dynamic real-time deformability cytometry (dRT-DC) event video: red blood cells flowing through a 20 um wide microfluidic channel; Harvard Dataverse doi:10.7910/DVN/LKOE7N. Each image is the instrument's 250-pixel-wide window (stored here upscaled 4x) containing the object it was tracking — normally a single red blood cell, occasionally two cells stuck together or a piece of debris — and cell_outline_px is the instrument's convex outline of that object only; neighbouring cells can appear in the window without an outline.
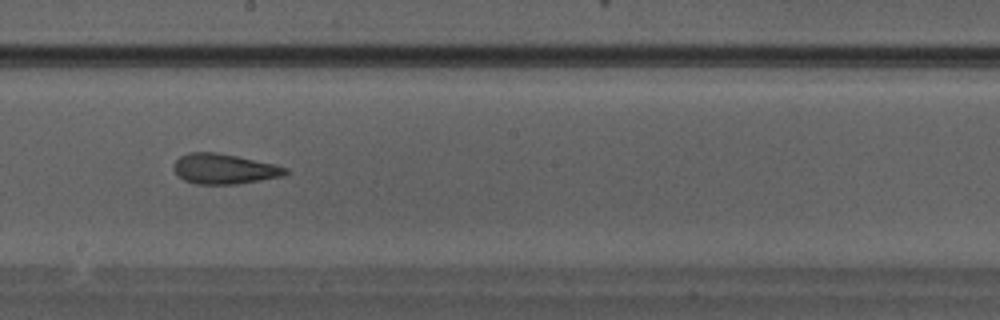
{"species": "Egyptian fruit bat (a non-hibernating species)", "species_latin": "Rousettus aegyptiacus", "temperature_condition": "warm", "stored_images_in_passage": 33, "camera_frame_rate_fps": 3000, "um_per_image_px": 0.085, "animal": {"sex": "male"}, "frame": {"image": 1, "passage_image": 19, "time_ms": 6.0, "image_size_px": [1000, 320], "cell_outline_px": [[288, 172], [284, 176], [236, 184], [196, 184], [184, 180], [172, 168], [172, 164], [180, 156], [188, 152], [216, 152], [276, 164], [288, 168]], "centroid_in_image_um": [19.05, 14.35], "position_along_channel_um": 229.1, "area_um2": 19.71}}